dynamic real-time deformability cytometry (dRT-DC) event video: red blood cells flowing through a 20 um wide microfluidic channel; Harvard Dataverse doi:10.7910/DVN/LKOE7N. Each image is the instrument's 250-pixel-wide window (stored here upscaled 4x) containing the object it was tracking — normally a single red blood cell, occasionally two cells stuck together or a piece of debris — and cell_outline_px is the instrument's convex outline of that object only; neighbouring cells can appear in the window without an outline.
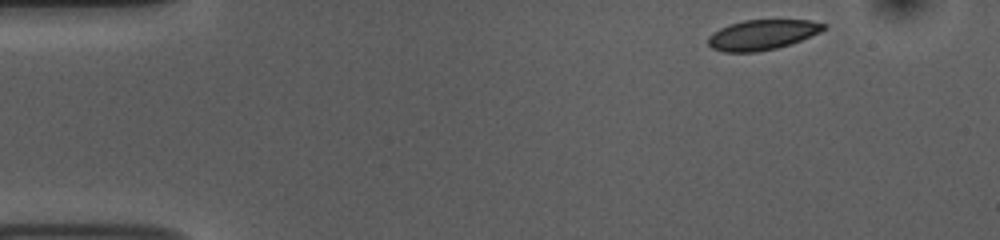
{"species": "common noctule bat (a hibernating species)", "species_latin": "Nyctalus noctula", "temperature_condition": "room temperature", "stored_images_in_passage": 48, "camera_frame_rate_fps": 3000, "um_per_image_px": 0.085, "animal": {"sex": "female", "body_mass_g": 10.0, "forearm_length_mm": 53.1}, "frame": {"image": 1, "passage_image": 1, "time_ms": 0.0, "image_size_px": [1000, 240], "cell_outline_px": [[828, 28], [820, 32], [800, 40], [776, 48], [756, 52], [724, 52], [712, 48], [708, 44], [708, 36], [712, 32], [728, 24], [744, 20], [808, 20], [828, 24]], "centroid_in_image_um": [64.78, 2.94], "position_along_channel_um": 20.2, "area_um2": 20.29}}
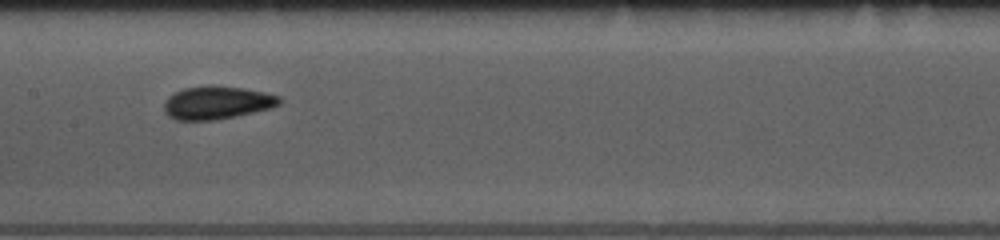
{"frame": {"image": 2, "passage_image": 21, "time_ms": 6.667, "image_size_px": [1000, 240], "cell_outline_px": [[280, 104], [272, 108], [216, 120], [176, 120], [168, 116], [164, 112], [164, 100], [168, 96], [184, 88], [208, 84], [212, 84], [244, 88], [264, 92], [280, 96]], "centroid_in_image_um": [18.42, 8.71], "position_along_channel_um": 189.0, "area_um2": 22.48}}
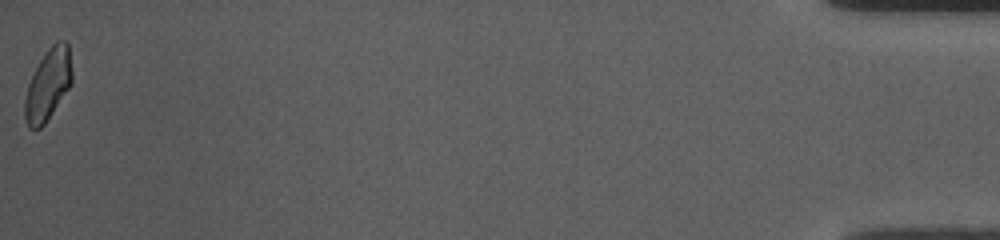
{"frame": {"image": 3, "passage_image": 48, "time_ms": 15.667, "image_size_px": [1000, 240], "cell_outline_px": [[72, 84], [44, 124], [40, 128], [28, 128], [24, 116], [24, 100], [28, 84], [44, 52], [56, 40], [68, 40], [72, 72]], "centroid_in_image_um": [4.09, 7.16], "position_along_channel_um": 431.1, "area_um2": 19.71}, "authors_computed_cell_mechanics": {"area_um2": 20.8369, "velocity_mm_per_s": 3.7607, "shape_relaxation_time_tau1_ms": 5.4578, "shape_relaxation_time_tau2_ms": 1.5364, "deformation_change_tau1": 0.1317, "deformation_change_tau2": 0.0634}}